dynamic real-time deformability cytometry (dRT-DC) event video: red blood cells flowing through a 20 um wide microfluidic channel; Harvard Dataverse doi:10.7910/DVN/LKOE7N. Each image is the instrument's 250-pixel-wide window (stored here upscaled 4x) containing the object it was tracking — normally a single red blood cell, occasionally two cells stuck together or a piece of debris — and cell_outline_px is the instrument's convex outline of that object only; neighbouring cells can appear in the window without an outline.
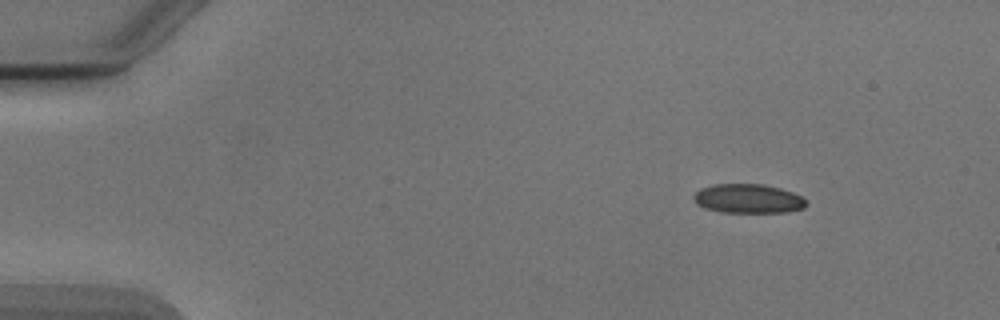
{"species": "Egyptian fruit bat (a non-hibernating species)", "species_latin": "Rousettus aegyptiacus", "temperature_condition": "cold", "stored_images_in_passage": 3, "camera_frame_rate_fps": 3000, "um_per_image_px": 0.085, "animal": {"sex": "male"}, "frame": {"image": 1, "passage_image": 1, "time_ms": 0.0, "image_size_px": [1000, 320], "cell_outline_px": [[808, 204], [804, 208], [788, 212], [724, 212], [704, 208], [696, 204], [692, 200], [692, 196], [700, 188], [712, 184], [760, 184], [780, 188], [792, 192], [800, 196]], "centroid_in_image_um": [63.55, 16.88], "position_along_channel_um": 21.5, "area_um2": 19.19}}